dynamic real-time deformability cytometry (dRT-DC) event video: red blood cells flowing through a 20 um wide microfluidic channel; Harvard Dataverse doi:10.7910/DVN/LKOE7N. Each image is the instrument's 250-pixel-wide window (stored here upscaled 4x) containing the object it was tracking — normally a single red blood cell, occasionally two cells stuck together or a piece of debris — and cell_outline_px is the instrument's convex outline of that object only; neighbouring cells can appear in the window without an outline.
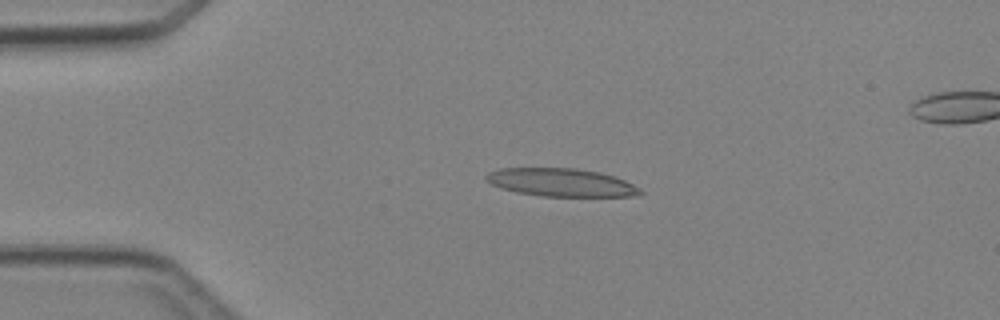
{"species": "Egyptian fruit bat (a non-hibernating species)", "species_latin": "Rousettus aegyptiacus", "temperature_condition": "cold", "stored_images_in_passage": 5, "camera_frame_rate_fps": 3000, "um_per_image_px": 0.085, "animal": {"sex": "female"}, "frame": {"image": 1, "passage_image": 3, "time_ms": 3.333, "image_size_px": [1000, 320], "cell_outline_px": [[644, 192], [640, 196], [544, 196], [516, 192], [492, 184], [484, 180], [484, 176], [488, 172], [500, 168], [576, 168], [600, 172], [624, 180], [640, 188]], "centroid_in_image_um": [47.7, 15.5], "position_along_channel_um": 37.3, "area_um2": 25.14}}
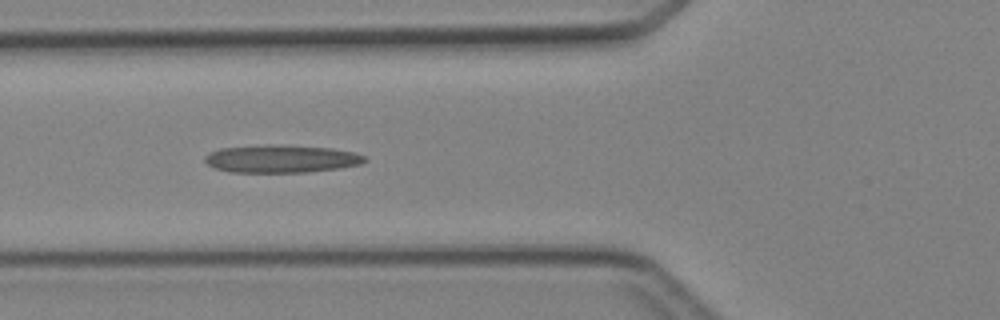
{"frame": {"image": 2, "passage_image": 5, "time_ms": 5.667, "image_size_px": [1000, 320], "cell_outline_px": [[368, 160], [360, 164], [340, 168], [308, 172], [228, 172], [212, 168], [204, 160], [204, 156], [208, 152], [220, 148], [284, 144], [332, 148], [352, 152], [364, 156]], "centroid_in_image_um": [23.88, 13.5], "position_along_channel_um": 101.9, "area_um2": 26.01}}